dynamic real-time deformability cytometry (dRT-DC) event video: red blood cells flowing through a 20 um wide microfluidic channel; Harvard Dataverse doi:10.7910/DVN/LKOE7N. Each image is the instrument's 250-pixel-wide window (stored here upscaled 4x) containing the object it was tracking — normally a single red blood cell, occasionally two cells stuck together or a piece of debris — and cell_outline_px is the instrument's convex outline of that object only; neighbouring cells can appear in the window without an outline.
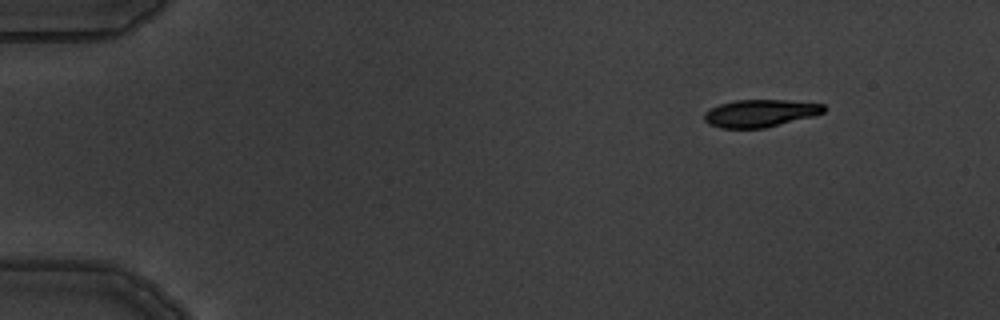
{"species": "common noctule bat (a hibernating species)", "species_latin": "Nyctalus noctula", "temperature_condition": "warm", "stored_images_in_passage": 5, "camera_frame_rate_fps": 3000, "um_per_image_px": 0.085, "animal": {"sex": "male", "body_mass_g": 19.5, "forearm_length_mm": 54.6}, "frame": {"image": 1, "passage_image": 2, "time_ms": 1.0, "image_size_px": [1000, 320], "cell_outline_px": [[824, 112], [812, 116], [764, 128], [720, 128], [708, 124], [704, 120], [704, 112], [720, 104], [736, 100], [788, 100], [824, 104]], "centroid_in_image_um": [64.58, 9.62], "position_along_channel_um": 20.4, "area_um2": 18.96}}
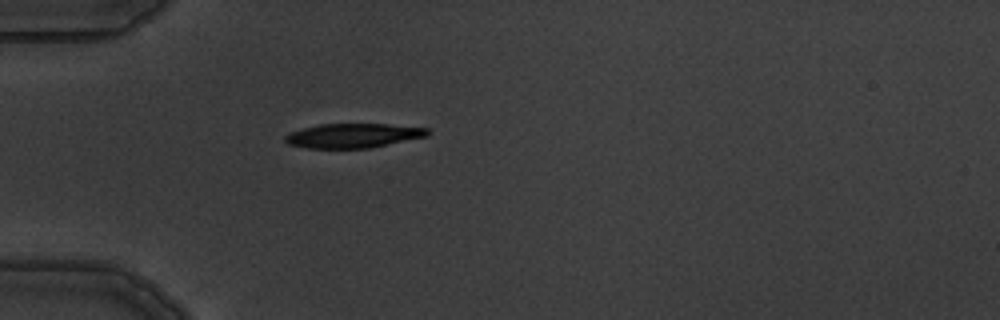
{"frame": {"image": 2, "passage_image": 5, "time_ms": 4.333, "image_size_px": [1000, 320], "cell_outline_px": [[428, 136], [368, 148], [308, 148], [288, 144], [284, 140], [284, 136], [292, 132], [304, 128], [320, 124], [388, 124], [428, 128]], "centroid_in_image_um": [30.01, 11.53], "position_along_channel_um": 55.0, "area_um2": 20.0}}